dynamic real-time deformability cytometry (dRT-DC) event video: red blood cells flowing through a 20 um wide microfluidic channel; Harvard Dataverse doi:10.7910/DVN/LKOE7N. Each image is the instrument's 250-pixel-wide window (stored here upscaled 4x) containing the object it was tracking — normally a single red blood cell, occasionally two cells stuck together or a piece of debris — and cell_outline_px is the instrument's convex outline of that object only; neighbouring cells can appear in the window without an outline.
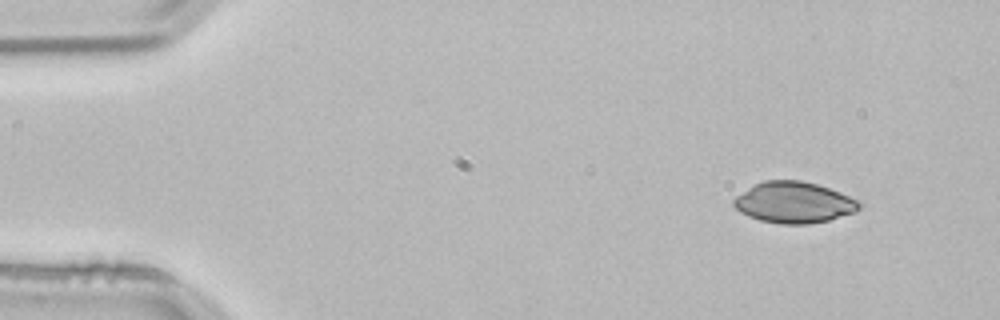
{"species": "common noctule bat (a hibernating species)", "species_latin": "Nyctalus noctula", "temperature_condition": "room temperature", "stored_images_in_passage": 3, "camera_frame_rate_fps": 3000, "um_per_image_px": 0.085, "animal": {"sex": "male", "body_mass_g": 21.5, "forearm_length_mm": 52.0}, "frame": {"image": 1, "passage_image": 1, "time_ms": 0.0, "image_size_px": [1000, 320], "cell_outline_px": [[864, 204], [860, 208], [852, 212], [828, 220], [808, 224], [780, 224], [760, 220], [748, 216], [740, 212], [732, 204], [732, 200], [736, 196], [748, 188], [764, 180], [800, 180], [816, 184], [840, 192]], "centroid_in_image_um": [67.45, 17.21], "position_along_channel_um": 17.6, "area_um2": 29.88}}